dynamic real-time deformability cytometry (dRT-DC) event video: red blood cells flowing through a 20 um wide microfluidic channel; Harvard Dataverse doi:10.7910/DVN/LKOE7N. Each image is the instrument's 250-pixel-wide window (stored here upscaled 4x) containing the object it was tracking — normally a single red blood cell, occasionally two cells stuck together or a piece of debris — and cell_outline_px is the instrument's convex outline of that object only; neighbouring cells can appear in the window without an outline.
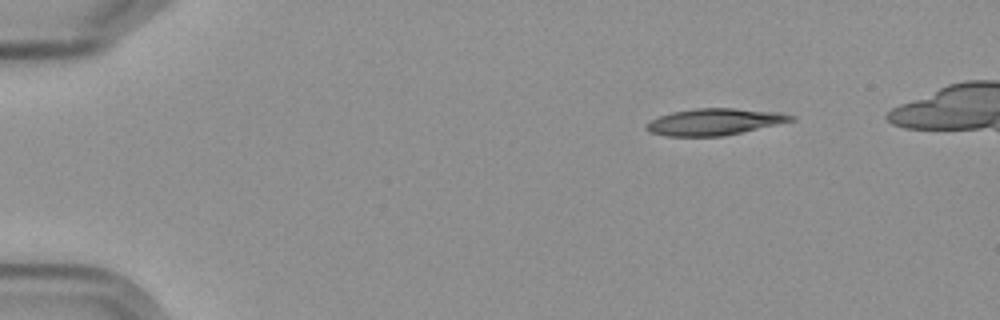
{"species": "Egyptian fruit bat (a non-hibernating species)", "species_latin": "Rousettus aegyptiacus", "temperature_condition": "cold", "stored_images_in_passage": 4, "camera_frame_rate_fps": 3000, "um_per_image_px": 0.085, "frame": {"image": 1, "passage_image": 1, "time_ms": 0.0, "image_size_px": [1000, 320], "cell_outline_px": [[796, 120], [724, 136], [668, 136], [652, 132], [644, 128], [644, 124], [648, 120], [672, 112], [696, 108], [732, 108], [780, 112], [796, 116]], "centroid_in_image_um": [60.73, 10.35], "position_along_channel_um": 24.3, "area_um2": 22.48}}